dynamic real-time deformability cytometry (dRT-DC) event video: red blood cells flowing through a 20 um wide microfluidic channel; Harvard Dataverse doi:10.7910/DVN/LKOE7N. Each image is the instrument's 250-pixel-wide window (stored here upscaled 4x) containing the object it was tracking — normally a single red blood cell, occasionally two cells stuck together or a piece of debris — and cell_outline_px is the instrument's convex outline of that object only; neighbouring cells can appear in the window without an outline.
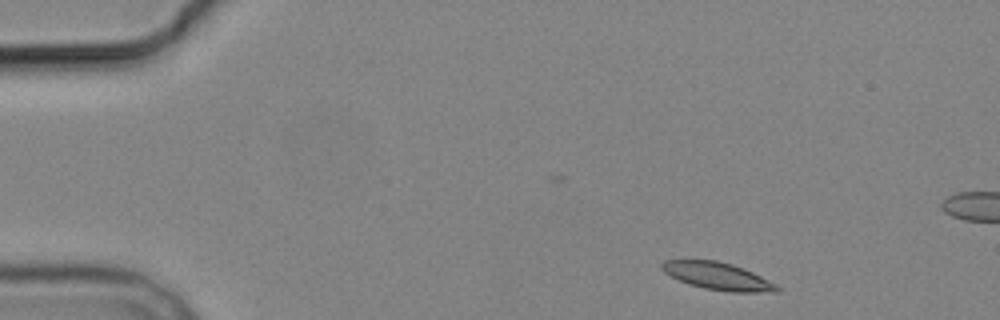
{"species": "common noctule bat (a hibernating species)", "species_latin": "Nyctalus noctula", "temperature_condition": "cold", "stored_images_in_passage": 4, "camera_frame_rate_fps": 3000, "um_per_image_px": 0.085, "animal": {"sex": "male", "body_mass_g": 19.2, "forearm_length_mm": 51.8}, "frame": {"image": 1, "passage_image": 1, "time_ms": 0.0, "image_size_px": [1000, 320], "cell_outline_px": [[780, 292], [728, 292], [704, 288], [688, 284], [664, 272], [660, 268], [660, 264], [664, 260], [716, 260], [732, 264], [744, 268], [776, 284], [780, 288]], "centroid_in_image_um": [61.01, 23.47], "position_along_channel_um": 24.0, "area_um2": 18.38}}